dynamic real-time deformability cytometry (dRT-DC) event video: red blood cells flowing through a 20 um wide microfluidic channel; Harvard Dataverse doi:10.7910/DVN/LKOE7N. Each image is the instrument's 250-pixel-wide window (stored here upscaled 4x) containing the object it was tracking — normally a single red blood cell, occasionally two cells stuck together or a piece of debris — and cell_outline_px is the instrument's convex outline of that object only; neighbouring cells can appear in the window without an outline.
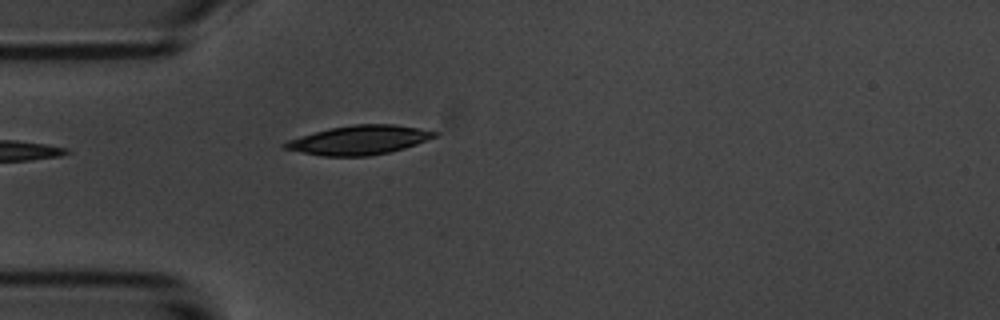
{"species": "common noctule bat (a hibernating species)", "species_latin": "Nyctalus noctula", "temperature_condition": "room temperature", "stored_images_in_passage": 5, "camera_frame_rate_fps": 3000, "um_per_image_px": 0.085, "animal": {"sex": "male", "body_mass_g": 20.1, "forearm_length_mm": 53.5}, "frame": {"image": 1, "passage_image": 5, "time_ms": 4.667, "image_size_px": [1000, 320], "cell_outline_px": [[440, 136], [404, 148], [388, 152], [368, 156], [324, 156], [284, 148], [280, 144], [288, 140], [316, 132], [332, 128], [356, 124], [396, 124], [440, 132]], "centroid_in_image_um": [30.6, 11.9], "position_along_channel_um": 54.4, "area_um2": 25.14}}